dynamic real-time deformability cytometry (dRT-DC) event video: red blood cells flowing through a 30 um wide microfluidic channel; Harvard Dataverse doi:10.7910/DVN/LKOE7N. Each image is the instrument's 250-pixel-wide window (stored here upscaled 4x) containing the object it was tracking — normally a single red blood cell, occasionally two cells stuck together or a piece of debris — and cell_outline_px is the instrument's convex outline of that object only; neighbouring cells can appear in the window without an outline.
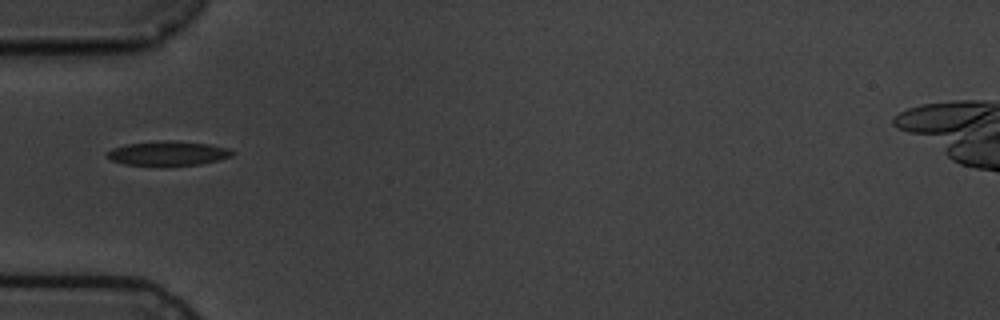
{"species": "common noctule bat (a hibernating species)", "species_latin": "Nyctalus noctula", "temperature_condition": "cold", "stored_images_in_passage": 11, "camera_frame_rate_fps": 3000, "um_per_image_px": 0.085, "animal": {"sex": "male", "body_mass_g": 19.5, "forearm_length_mm": 54.6}, "frame": {"image": 1, "passage_image": 1, "time_ms": 0.0, "image_size_px": [1000, 320], "cell_outline_px": [[236, 152], [232, 156], [200, 164], [124, 164], [112, 160], [108, 156], [108, 152], [112, 148], [128, 144], [160, 140], [168, 140], [208, 144], [232, 148]], "centroid_in_image_um": [14.35, 13.0], "position_along_channel_um": 70.7, "area_um2": 17.28}}
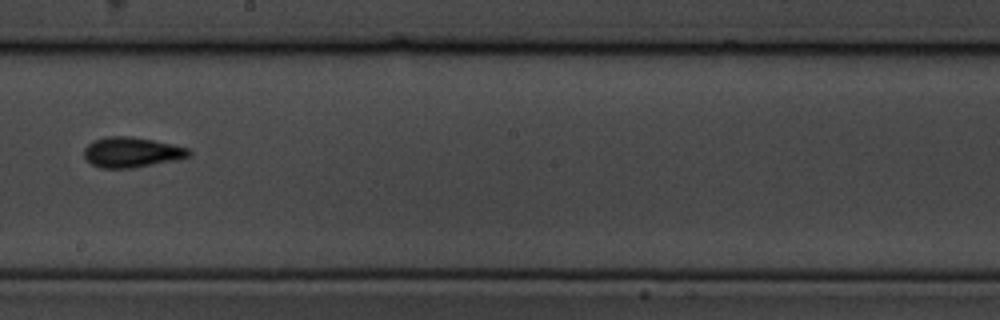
{"frame": {"image": 2, "passage_image": 5, "time_ms": 4.667, "image_size_px": [1000, 320], "cell_outline_px": [[192, 156], [176, 160], [132, 168], [100, 168], [92, 164], [84, 156], [84, 148], [88, 144], [96, 140], [108, 136], [132, 136], [172, 144], [188, 148], [192, 152]], "centroid_in_image_um": [11.22, 12.94], "position_along_channel_um": 237.0, "area_um2": 18.44}}
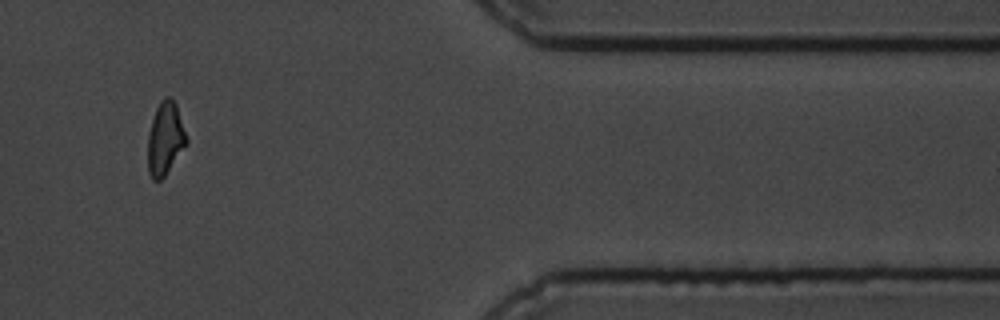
{"frame": {"image": 3, "passage_image": 9, "time_ms": 10.0, "image_size_px": [1000, 320], "cell_outline_px": [[188, 144], [164, 176], [160, 180], [152, 180], [148, 172], [148, 132], [156, 108], [160, 100], [164, 96], [172, 96], [176, 104], [188, 140]], "centroid_in_image_um": [14.04, 11.76], "position_along_channel_um": 397.4, "area_um2": 16.59}, "authors_computed_cell_mechanics": {"area_um2": 17.2822, "velocity_mm_per_s": 3.5716, "shape_relaxation_time_tau1_ms": 2.7395, "shape_relaxation_time_tau2_ms": 0.8141, "deformation_change_tau1": 0.0996, "deformation_change_tau2": 0.0596}}